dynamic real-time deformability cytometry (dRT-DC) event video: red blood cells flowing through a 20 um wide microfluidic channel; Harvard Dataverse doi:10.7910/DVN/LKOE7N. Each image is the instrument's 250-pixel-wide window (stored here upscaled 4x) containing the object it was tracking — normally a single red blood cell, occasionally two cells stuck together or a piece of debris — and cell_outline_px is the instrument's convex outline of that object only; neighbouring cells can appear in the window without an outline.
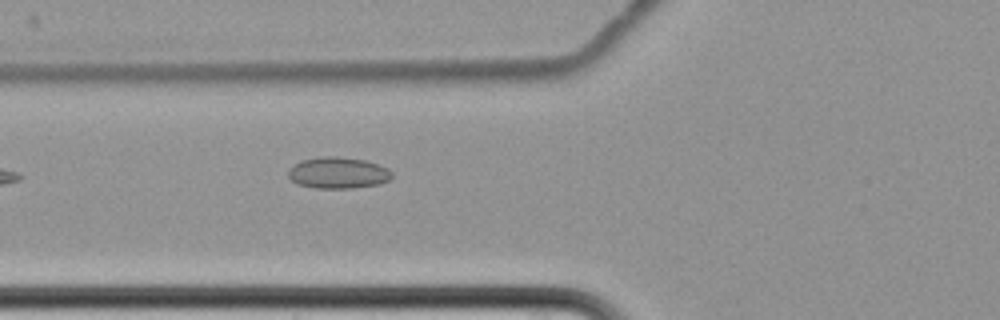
{"species": "common noctule bat (a hibernating species)", "species_latin": "Nyctalus noctula", "temperature_condition": "cold", "stored_images_in_passage": 6, "camera_frame_rate_fps": 3000, "um_per_image_px": 0.085, "animal": {"sex": "female", "body_mass_g": 22.7, "forearm_length_mm": 54.2}, "frame": {"image": 1, "passage_image": 6, "time_ms": 7.0, "image_size_px": [1000, 320], "cell_outline_px": [[392, 176], [388, 180], [380, 184], [352, 188], [316, 188], [296, 184], [288, 176], [288, 168], [300, 160], [324, 156], [336, 156], [364, 160], [388, 168], [392, 172]], "centroid_in_image_um": [28.7, 14.69], "position_along_channel_um": 97.1, "area_um2": 19.02}}